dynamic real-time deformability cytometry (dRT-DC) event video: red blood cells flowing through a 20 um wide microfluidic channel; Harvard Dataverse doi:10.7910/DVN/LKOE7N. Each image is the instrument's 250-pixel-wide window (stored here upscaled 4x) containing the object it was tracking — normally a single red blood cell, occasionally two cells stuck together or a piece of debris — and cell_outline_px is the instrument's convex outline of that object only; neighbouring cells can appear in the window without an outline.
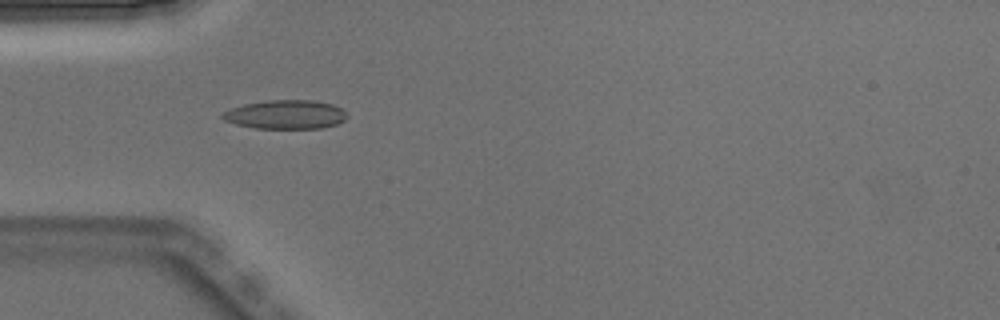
{"species": "Egyptian fruit bat (a non-hibernating species)", "species_latin": "Rousettus aegyptiacus", "temperature_condition": "warm", "stored_images_in_passage": 4, "camera_frame_rate_fps": 3000, "um_per_image_px": 0.085, "animal": {"sex": "male"}, "frame": {"image": 1, "passage_image": 3, "time_ms": 0.667, "image_size_px": [1000, 320], "cell_outline_px": [[348, 116], [344, 120], [336, 124], [320, 128], [256, 128], [236, 124], [224, 120], [220, 116], [220, 112], [244, 104], [268, 100], [312, 100], [332, 104], [340, 108]], "centroid_in_image_um": [24.24, 9.73], "position_along_channel_um": 60.8, "area_um2": 20.87}}